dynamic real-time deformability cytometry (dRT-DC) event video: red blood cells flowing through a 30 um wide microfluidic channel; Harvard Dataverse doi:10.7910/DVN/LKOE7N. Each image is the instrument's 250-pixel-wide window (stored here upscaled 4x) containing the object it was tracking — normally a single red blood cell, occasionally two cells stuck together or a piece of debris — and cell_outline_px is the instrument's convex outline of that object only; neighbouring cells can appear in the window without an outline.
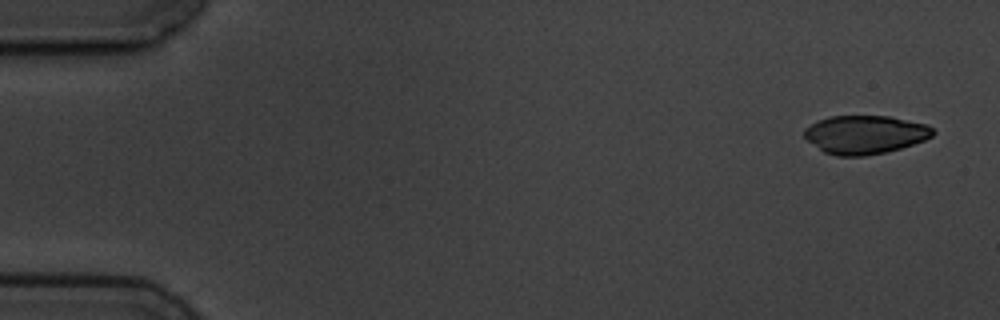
{"species": "common noctule bat (a hibernating species)", "species_latin": "Nyctalus noctula", "temperature_condition": "cold", "stored_images_in_passage": 5, "camera_frame_rate_fps": 3000, "um_per_image_px": 0.085, "animal": {"sex": "male", "body_mass_g": 19.5, "forearm_length_mm": 54.6}, "frame": {"image": 1, "passage_image": 1, "time_ms": 0.0, "image_size_px": [1000, 320], "cell_outline_px": [[936, 132], [932, 136], [924, 140], [900, 148], [884, 152], [864, 156], [836, 156], [824, 152], [808, 140], [804, 136], [804, 128], [828, 116], [892, 116], [928, 124]], "centroid_in_image_um": [73.55, 11.43], "position_along_channel_um": 11.4, "area_um2": 28.78}}
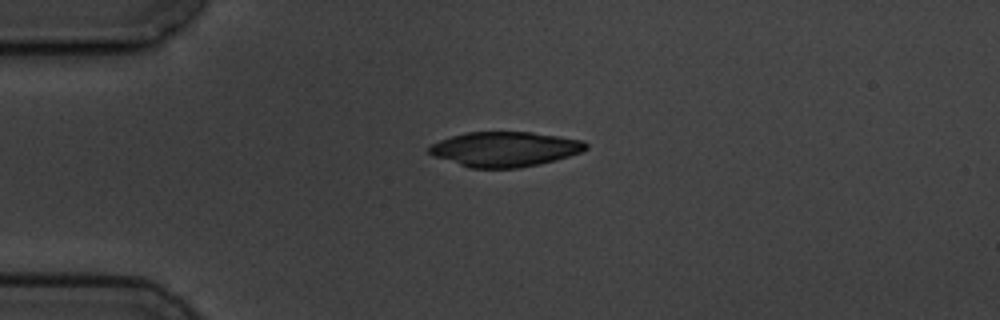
{"frame": {"image": 2, "passage_image": 4, "time_ms": 3.667, "image_size_px": [1000, 320], "cell_outline_px": [[588, 148], [580, 152], [556, 160], [540, 164], [520, 168], [468, 168], [432, 156], [428, 152], [428, 148], [432, 144], [440, 140], [452, 136], [468, 132], [532, 132], [560, 136], [584, 140], [588, 144]], "centroid_in_image_um": [42.91, 12.68], "position_along_channel_um": 42.1, "area_um2": 32.08}}